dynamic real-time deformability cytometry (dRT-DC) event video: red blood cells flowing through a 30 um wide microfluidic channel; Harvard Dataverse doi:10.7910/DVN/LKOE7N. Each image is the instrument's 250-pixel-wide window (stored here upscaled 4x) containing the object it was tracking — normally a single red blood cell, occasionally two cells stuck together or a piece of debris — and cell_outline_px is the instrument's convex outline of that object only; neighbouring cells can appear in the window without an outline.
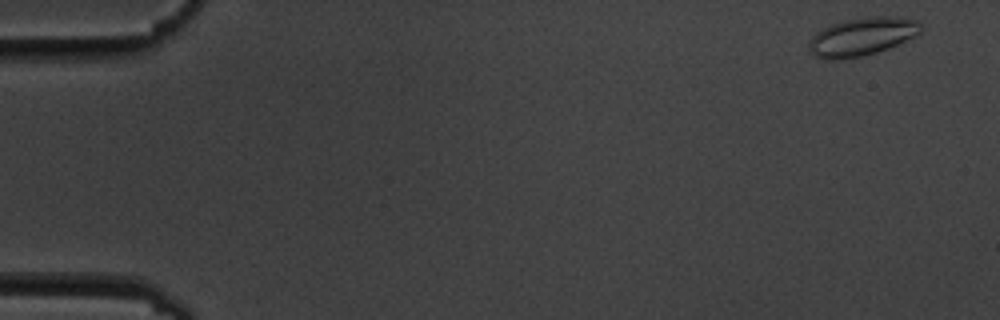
{"species": "common noctule bat (a hibernating species)", "species_latin": "Nyctalus noctula", "temperature_condition": "cold", "stored_images_in_passage": 9, "camera_frame_rate_fps": 3000, "um_per_image_px": 0.085, "animal": {"sex": "male", "body_mass_g": 19.5, "forearm_length_mm": 54.6}, "frame": {"image": 1, "passage_image": 1, "time_ms": 0.0, "image_size_px": [1000, 320], "cell_outline_px": [[920, 32], [888, 48], [876, 52], [860, 56], [832, 60], [824, 60], [812, 56], [808, 44], [812, 36], [816, 32], [832, 24], [844, 20], [872, 16], [896, 16], [916, 20], [920, 24]], "centroid_in_image_um": [73.2, 3.11], "position_along_channel_um": 11.8, "area_um2": 24.57}}
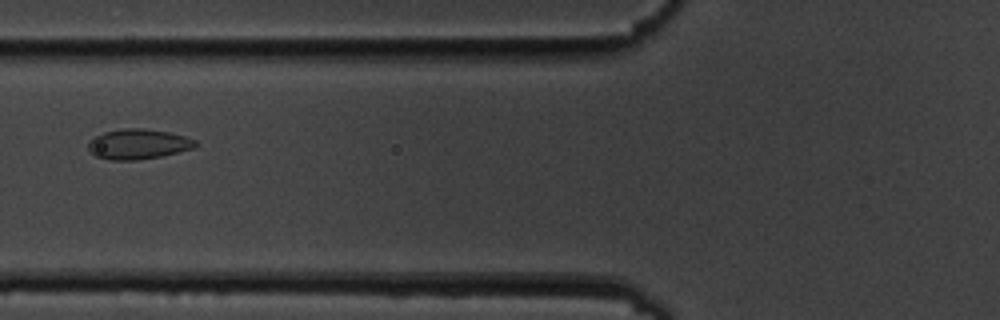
{"frame": {"image": 2, "passage_image": 7, "time_ms": 6.667, "image_size_px": [1000, 320], "cell_outline_px": [[200, 144], [196, 148], [160, 156], [136, 160], [108, 160], [96, 156], [88, 148], [88, 140], [104, 132], [124, 128], [140, 128], [168, 132], [184, 136], [196, 140]], "centroid_in_image_um": [11.77, 12.25], "position_along_channel_um": 114.0, "area_um2": 18.84}}
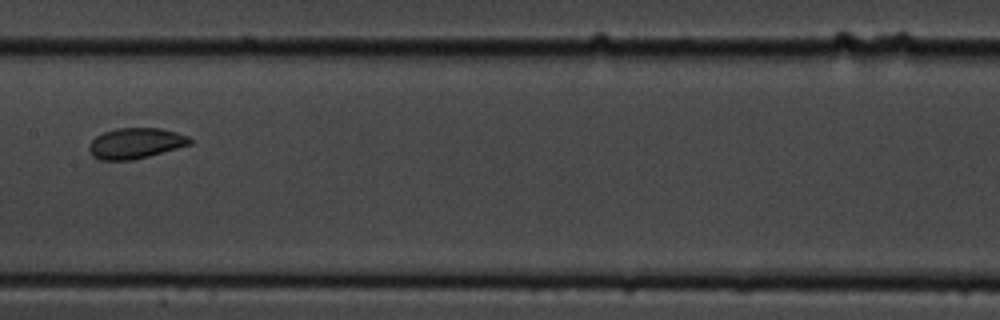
{"frame": {"image": 3, "passage_image": 9, "time_ms": 9.0, "image_size_px": [1000, 320], "cell_outline_px": [[192, 144], [148, 156], [132, 160], [100, 160], [92, 156], [88, 148], [88, 144], [96, 136], [104, 132], [116, 128], [160, 128], [176, 132], [188, 136], [192, 140]], "centroid_in_image_um": [11.51, 12.17], "position_along_channel_um": 195.9, "area_um2": 18.03}}